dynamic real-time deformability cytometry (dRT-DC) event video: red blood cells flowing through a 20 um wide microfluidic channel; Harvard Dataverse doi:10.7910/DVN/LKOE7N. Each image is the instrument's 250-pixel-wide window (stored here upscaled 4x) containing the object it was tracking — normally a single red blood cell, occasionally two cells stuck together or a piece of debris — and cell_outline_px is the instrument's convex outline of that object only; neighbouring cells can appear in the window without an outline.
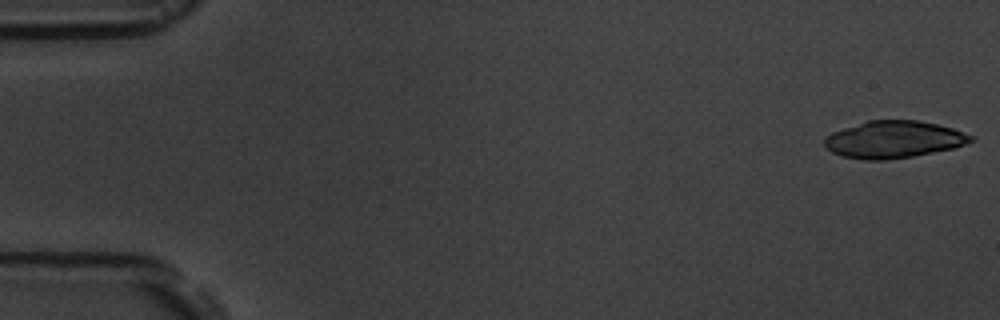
{"species": "common noctule bat (a hibernating species)", "species_latin": "Nyctalus noctula", "temperature_condition": "room temperature", "stored_images_in_passage": 5, "camera_frame_rate_fps": 3000, "um_per_image_px": 0.085, "animal": {"sex": "male", "body_mass_g": 19.5, "forearm_length_mm": 54.6}, "frame": {"image": 1, "passage_image": 1, "time_ms": 0.0, "image_size_px": [1000, 320], "cell_outline_px": [[976, 140], [952, 148], [912, 156], [884, 160], [864, 160], [844, 156], [832, 152], [824, 148], [824, 136], [832, 132], [868, 120], [916, 120], [936, 124], [952, 128], [972, 136]], "centroid_in_image_um": [75.92, 11.85], "position_along_channel_um": 9.1, "area_um2": 31.44}}